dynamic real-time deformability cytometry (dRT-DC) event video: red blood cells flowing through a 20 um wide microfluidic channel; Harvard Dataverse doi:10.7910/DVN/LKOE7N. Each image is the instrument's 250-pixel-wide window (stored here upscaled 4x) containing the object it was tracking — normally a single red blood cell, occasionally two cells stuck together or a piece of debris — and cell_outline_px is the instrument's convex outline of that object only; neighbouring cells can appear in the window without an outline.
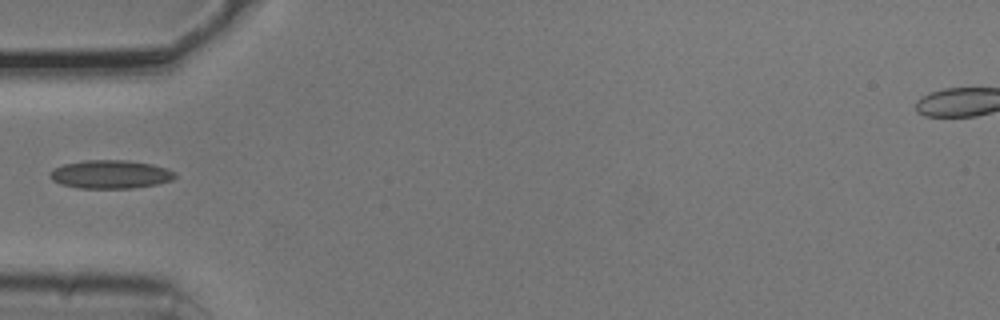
{"species": "common noctule bat (a hibernating species)", "species_latin": "Nyctalus noctula", "temperature_condition": "cold", "stored_images_in_passage": 2, "camera_frame_rate_fps": 3000, "um_per_image_px": 0.085, "animal": {"sex": "male", "body_mass_g": 20.5, "forearm_length_mm": 52.5}, "frame": {"image": 1, "passage_image": 1, "time_ms": 0.0, "image_size_px": [1000, 320], "cell_outline_px": [[176, 176], [172, 180], [156, 184], [132, 188], [80, 188], [60, 184], [52, 180], [48, 172], [52, 168], [64, 164], [84, 160], [128, 160], [152, 164], [168, 168], [176, 172]], "centroid_in_image_um": [9.38, 14.81], "position_along_channel_um": 75.6, "area_um2": 20.87}}
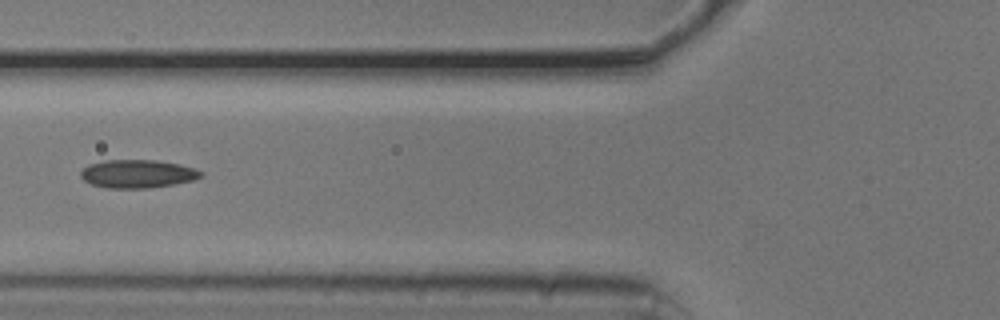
{"frame": {"image": 2, "passage_image": 2, "time_ms": 0.333, "image_size_px": [1000, 320], "cell_outline_px": [[204, 176], [196, 180], [148, 188], [108, 188], [92, 184], [84, 180], [80, 176], [80, 172], [88, 164], [104, 160], [156, 160], [180, 164], [196, 168], [204, 172]], "centroid_in_image_um": [11.74, 14.77], "position_along_channel_um": 114.1, "area_um2": 19.94}}